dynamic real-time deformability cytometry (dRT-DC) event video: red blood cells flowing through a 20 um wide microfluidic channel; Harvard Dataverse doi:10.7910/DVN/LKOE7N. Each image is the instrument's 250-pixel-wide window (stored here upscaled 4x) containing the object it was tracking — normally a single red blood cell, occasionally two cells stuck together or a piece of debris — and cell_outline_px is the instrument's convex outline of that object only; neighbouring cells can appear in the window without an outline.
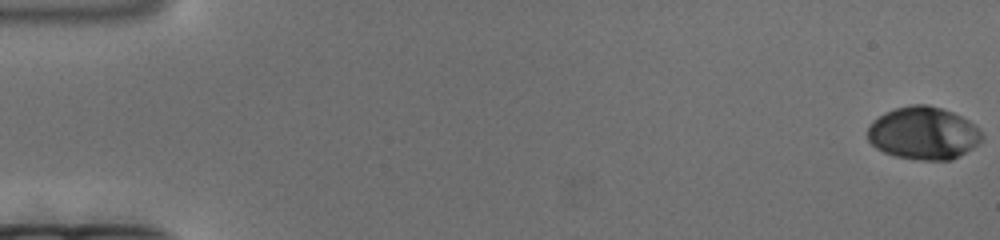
{"species": "human", "species_latin": "Homo sapiens", "temperature_condition": "cold", "stored_images_in_passage": 181, "camera_frame_rate_fps": 3000, "um_per_image_px": 0.085, "donor": {"sex": "female"}, "frame": {"image": 1, "passage_image": 1, "time_ms": 0.0, "image_size_px": [1000, 240], "cell_outline_px": [[984, 136], [972, 148], [952, 160], [920, 160], [896, 156], [884, 152], [876, 148], [868, 140], [868, 128], [872, 120], [884, 112], [896, 108], [912, 104], [928, 104], [952, 112], [976, 124], [980, 128]], "centroid_in_image_um": [78.49, 11.31], "position_along_channel_um": 6.5, "area_um2": 35.2}}
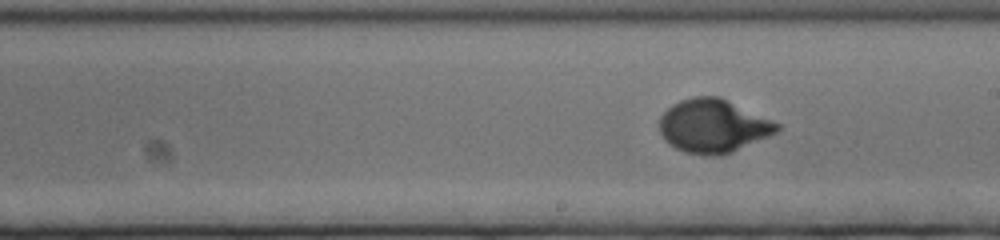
{"frame": {"image": 2, "passage_image": 103, "time_ms": 34.0, "image_size_px": [1000, 240], "cell_outline_px": [[780, 128], [776, 132], [768, 136], [732, 152], [720, 156], [708, 156], [684, 152], [676, 148], [664, 140], [660, 132], [660, 116], [672, 104], [680, 100], [692, 96], [720, 96], [772, 120], [780, 124]], "centroid_in_image_um": [60.6, 10.7], "position_along_channel_um": 228.4, "area_um2": 36.65}}
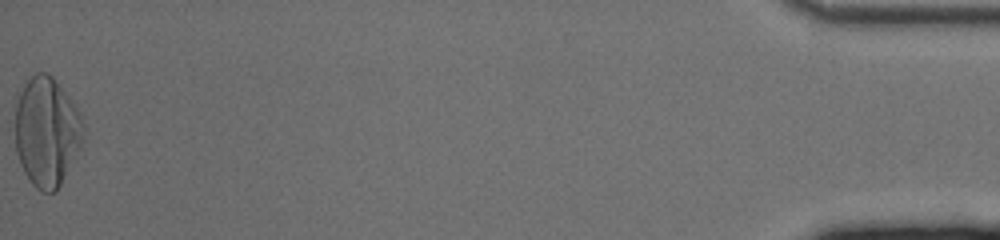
{"frame": {"image": 3, "passage_image": 181, "time_ms": 60.0, "image_size_px": [1000, 240], "cell_outline_px": [[84, 140], [80, 148], [56, 192], [40, 192], [32, 184], [24, 172], [20, 164], [16, 152], [16, 100], [24, 84], [36, 72], [48, 72], [52, 76], [68, 96], [80, 112], [84, 124]], "centroid_in_image_um": [3.98, 11.2], "position_along_channel_um": 431.2, "area_um2": 43.58}}